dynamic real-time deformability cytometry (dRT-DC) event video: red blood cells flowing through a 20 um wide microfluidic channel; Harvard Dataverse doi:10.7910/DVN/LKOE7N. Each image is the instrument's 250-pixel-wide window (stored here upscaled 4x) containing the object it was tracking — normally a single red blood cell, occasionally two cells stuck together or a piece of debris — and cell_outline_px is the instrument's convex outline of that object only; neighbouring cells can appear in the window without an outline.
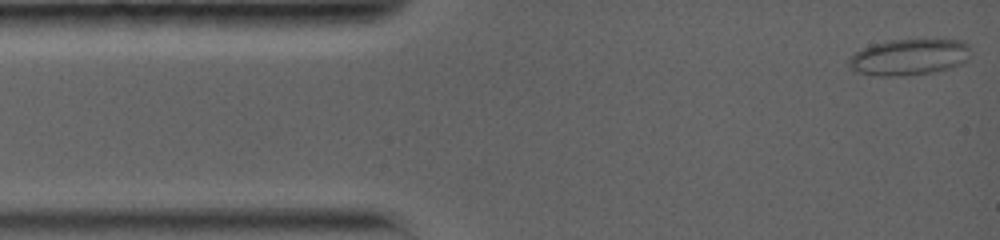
{"species": "common noctule bat (a hibernating species)", "species_latin": "Nyctalus noctula", "temperature_condition": "warm", "stored_images_in_passage": 46, "camera_frame_rate_fps": 5000, "um_per_image_px": 0.085, "animal": {"sex": "female", "body_mass_g": 19.0, "forearm_length_mm": 56.7}, "frame": {"image": 1, "passage_image": 1, "time_ms": 0.0, "image_size_px": [1000, 240], "cell_outline_px": [[972, 52], [968, 60], [964, 64], [952, 68], [936, 72], [908, 76], [876, 76], [860, 72], [848, 68], [848, 60], [860, 48], [872, 44], [888, 40], [940, 36], [964, 40], [968, 44]], "centroid_in_image_um": [77.4, 4.8], "position_along_channel_um": 7.6, "area_um2": 27.4}}
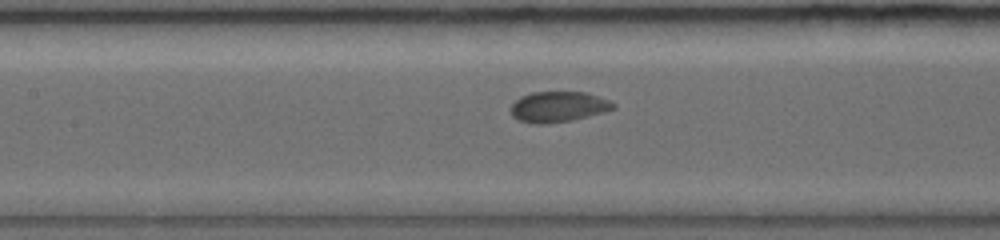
{"frame": {"image": 2, "passage_image": 13, "time_ms": 6.0, "image_size_px": [1000, 240], "cell_outline_px": [[616, 108], [604, 112], [572, 120], [544, 124], [536, 124], [520, 120], [512, 116], [512, 104], [520, 96], [532, 92], [588, 92], [608, 100], [616, 104]], "centroid_in_image_um": [47.48, 9.07], "position_along_channel_um": 159.9, "area_um2": 18.21}}
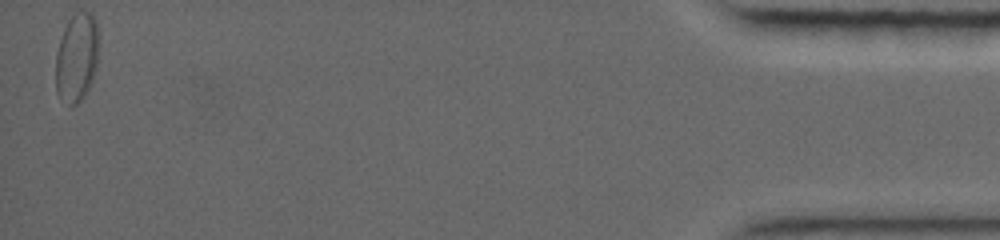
{"frame": {"image": 3, "passage_image": 46, "time_ms": 16.6, "image_size_px": [1000, 240], "cell_outline_px": [[100, 36], [96, 68], [92, 80], [84, 96], [76, 104], [72, 104], [56, 92], [56, 52], [64, 28], [68, 20], [76, 12], [92, 12], [96, 20]], "centroid_in_image_um": [6.56, 4.81], "position_along_channel_um": 428.6, "area_um2": 22.25}, "authors_computed_cell_mechanics": {"area_um2": 20.8947, "velocity_mm_per_s": 3.7394, "shape_relaxation_time_tau1_ms": 3.3356, "shape_relaxation_time_tau2_ms": null, "deformation_change_tau1": 0.0745, "deformation_change_tau2": null}}